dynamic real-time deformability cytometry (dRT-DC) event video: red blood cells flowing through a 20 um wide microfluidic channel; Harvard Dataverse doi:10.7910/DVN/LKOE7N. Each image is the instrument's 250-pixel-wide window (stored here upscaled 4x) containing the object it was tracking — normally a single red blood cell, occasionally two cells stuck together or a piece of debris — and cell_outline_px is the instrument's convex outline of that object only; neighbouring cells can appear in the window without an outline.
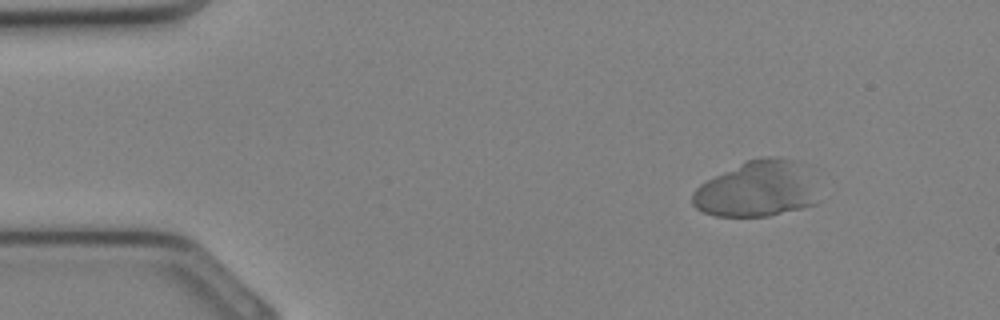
{"species": "Egyptian fruit bat (a non-hibernating species)", "species_latin": "Rousettus aegyptiacus", "temperature_condition": "cold", "stored_images_in_passage": 32, "camera_frame_rate_fps": 3000, "um_per_image_px": 0.085, "animal": {"sex": "female"}, "frame": {"image": 1, "passage_image": 4, "time_ms": 1.0, "image_size_px": [1000, 320], "cell_outline_px": [[816, 204], [768, 216], [716, 216], [704, 212], [696, 208], [692, 204], [692, 192], [700, 184], [748, 160], [764, 156], [780, 156], [792, 160]], "centroid_in_image_um": [64.11, 16.11], "position_along_channel_um": 20.9, "area_um2": 38.55}}
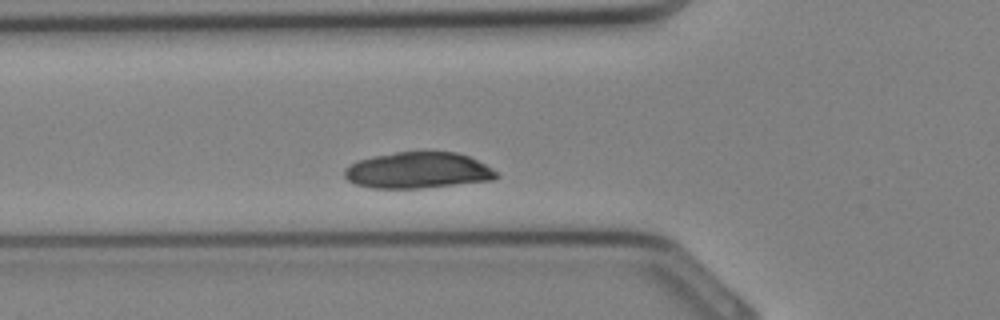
{"frame": {"image": 2, "passage_image": 12, "time_ms": 3.667, "image_size_px": [1000, 320], "cell_outline_px": [[500, 176], [492, 180], [420, 188], [372, 188], [356, 184], [348, 180], [344, 176], [344, 168], [348, 164], [356, 160], [372, 156], [396, 152], [456, 152], [468, 156], [492, 168]], "centroid_in_image_um": [35.47, 14.47], "position_along_channel_um": 90.3, "area_um2": 31.96}}
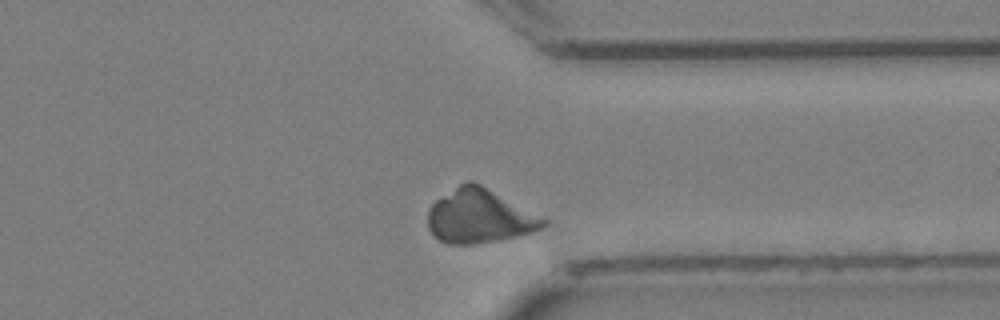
{"frame": {"image": 3, "passage_image": 29, "time_ms": 9.333, "image_size_px": [1000, 320], "cell_outline_px": [[548, 224], [532, 232], [500, 240], [476, 244], [448, 244], [440, 240], [428, 228], [428, 208], [436, 200], [460, 184], [468, 180], [472, 180], [544, 216], [548, 220]], "centroid_in_image_um": [40.79, 18.38], "position_along_channel_um": 370.6, "area_um2": 36.41}}